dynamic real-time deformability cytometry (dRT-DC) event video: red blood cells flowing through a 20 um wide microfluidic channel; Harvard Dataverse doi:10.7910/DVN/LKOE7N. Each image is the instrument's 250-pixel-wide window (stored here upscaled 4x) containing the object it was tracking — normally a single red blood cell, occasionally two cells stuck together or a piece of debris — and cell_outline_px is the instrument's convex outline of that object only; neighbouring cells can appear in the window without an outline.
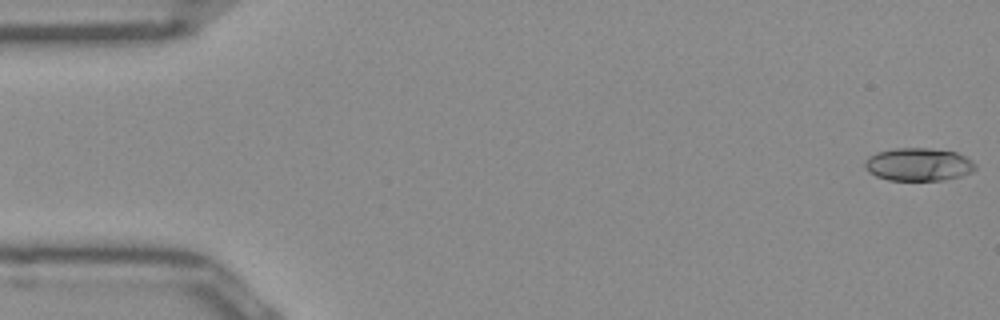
{"species": "Egyptian fruit bat (a non-hibernating species)", "species_latin": "Rousettus aegyptiacus", "temperature_condition": "room temperature", "stored_images_in_passage": 51, "camera_frame_rate_fps": 3000, "um_per_image_px": 0.085, "frame": {"image": 1, "passage_image": 1, "time_ms": 0.0, "image_size_px": [1000, 320], "cell_outline_px": [[976, 168], [972, 172], [960, 176], [944, 180], [888, 180], [876, 176], [868, 172], [864, 168], [864, 160], [868, 156], [876, 152], [896, 148], [928, 148], [956, 152], [964, 156], [976, 164]], "centroid_in_image_um": [78.03, 13.98], "position_along_channel_um": 7.0, "area_um2": 21.33}}
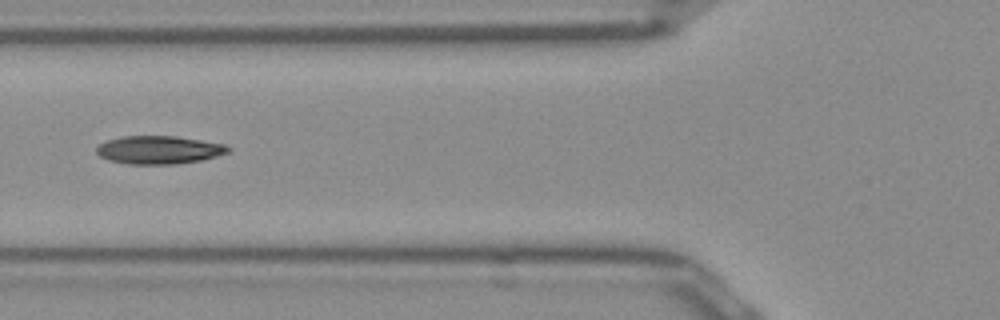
{"frame": {"image": 2, "passage_image": 19, "time_ms": 6.0, "image_size_px": [1000, 320], "cell_outline_px": [[232, 152], [200, 160], [176, 164], [128, 164], [108, 160], [100, 156], [96, 152], [96, 148], [100, 144], [108, 140], [120, 136], [176, 136], [224, 144], [232, 148]], "centroid_in_image_um": [13.52, 12.74], "position_along_channel_um": 112.3, "area_um2": 21.62}}
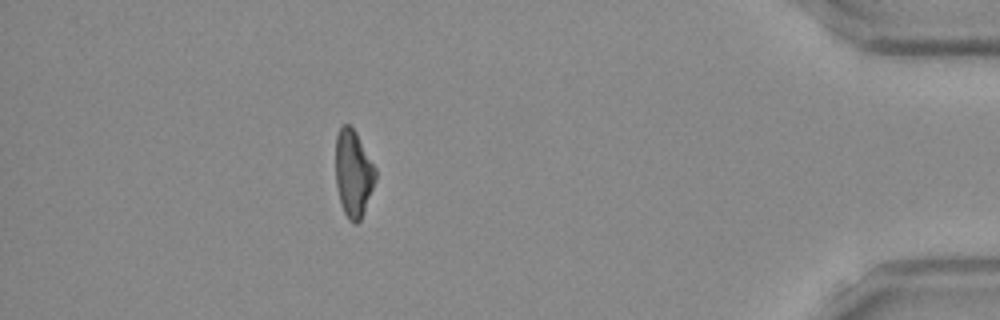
{"frame": {"image": 3, "passage_image": 45, "time_ms": 14.667, "image_size_px": [1000, 320], "cell_outline_px": [[376, 180], [360, 220], [356, 224], [348, 220], [340, 204], [336, 184], [336, 136], [340, 128], [344, 124], [348, 124], [356, 132], [376, 168]], "centroid_in_image_um": [30.03, 14.75], "position_along_channel_um": 405.2, "area_um2": 20.11}, "authors_computed_cell_mechanics": {"area_um2": 21.2704, "velocity_mm_per_s": 3.9842, "shape_relaxation_time_tau1_ms": 4.199, "shape_relaxation_time_tau2_ms": 3.2608, "deformation_change_tau1": 0.1817, "deformation_change_tau2": 0.1075}}